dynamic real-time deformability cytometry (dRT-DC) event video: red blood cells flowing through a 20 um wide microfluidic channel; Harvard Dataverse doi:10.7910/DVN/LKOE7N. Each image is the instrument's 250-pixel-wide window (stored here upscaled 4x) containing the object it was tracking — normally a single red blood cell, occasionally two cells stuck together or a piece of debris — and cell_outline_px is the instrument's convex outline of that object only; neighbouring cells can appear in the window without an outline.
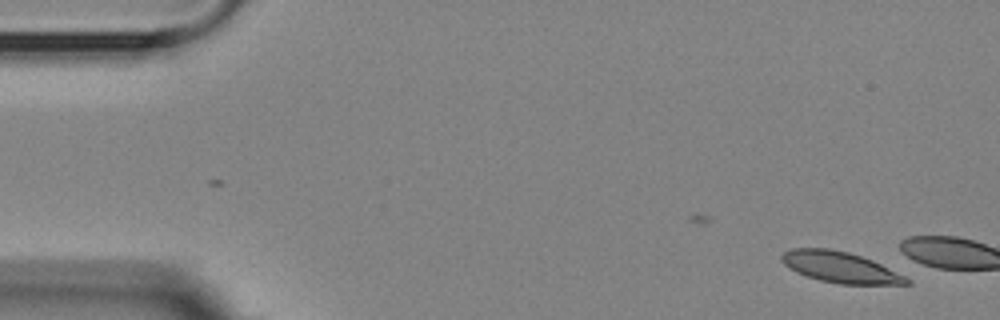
{"species": "Egyptian fruit bat (a non-hibernating species)", "species_latin": "Rousettus aegyptiacus", "temperature_condition": "room temperature", "stored_images_in_passage": 2, "camera_frame_rate_fps": 3000, "um_per_image_px": 0.085, "animal": {"sex": "female"}, "frame": {"image": 1, "passage_image": 2, "time_ms": 1.333, "image_size_px": [1000, 320], "cell_outline_px": [[912, 284], [840, 284], [820, 280], [796, 272], [784, 264], [780, 260], [780, 256], [784, 252], [792, 248], [828, 248], [848, 252], [872, 260], [912, 280]], "centroid_in_image_um": [71.4, 22.71], "position_along_channel_um": 13.6, "area_um2": 22.31}}